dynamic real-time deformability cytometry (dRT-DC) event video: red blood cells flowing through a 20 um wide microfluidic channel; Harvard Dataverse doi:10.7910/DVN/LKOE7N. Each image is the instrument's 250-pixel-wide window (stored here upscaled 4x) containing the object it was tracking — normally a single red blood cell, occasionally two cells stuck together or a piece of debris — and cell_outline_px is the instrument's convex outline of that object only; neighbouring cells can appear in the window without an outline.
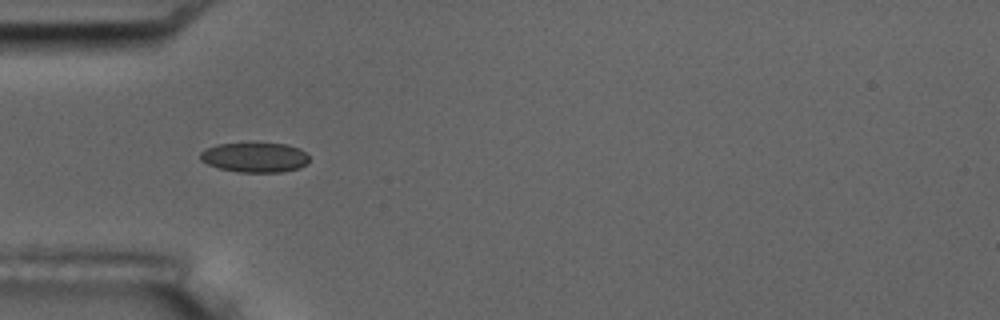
{"species": "common noctule bat (a hibernating species)", "species_latin": "Nyctalus noctula", "temperature_condition": "room temperature", "stored_images_in_passage": 2, "camera_frame_rate_fps": 3000, "um_per_image_px": 0.085, "animal": {"sex": "male", "body_mass_g": 17.5, "forearm_length_mm": 52.3}, "frame": {"image": 1, "passage_image": 1, "time_ms": 0.0, "image_size_px": [1000, 320], "cell_outline_px": [[308, 160], [300, 168], [280, 172], [236, 172], [220, 168], [208, 164], [200, 160], [200, 152], [216, 144], [252, 140], [288, 144], [300, 148], [308, 156]], "centroid_in_image_um": [21.64, 13.32], "position_along_channel_um": 63.4, "area_um2": 19.71}}